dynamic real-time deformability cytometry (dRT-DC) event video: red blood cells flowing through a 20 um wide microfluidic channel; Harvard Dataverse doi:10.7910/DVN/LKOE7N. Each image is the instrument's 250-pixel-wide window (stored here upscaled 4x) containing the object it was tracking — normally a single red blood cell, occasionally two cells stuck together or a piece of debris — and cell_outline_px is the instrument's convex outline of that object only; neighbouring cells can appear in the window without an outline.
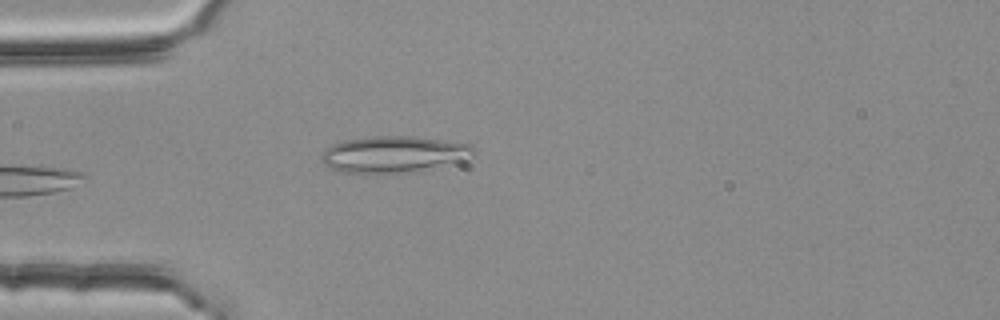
{"species": "common noctule bat (a hibernating species)", "species_latin": "Nyctalus noctula", "temperature_condition": "room temperature", "stored_images_in_passage": 3, "camera_frame_rate_fps": 3000, "um_per_image_px": 0.085, "animal": {"sex": "female", "body_mass_g": 25.1}, "frame": {"image": 1, "passage_image": 3, "time_ms": 0.667, "image_size_px": [1000, 320], "cell_outline_px": [[476, 152], [468, 160], [412, 172], [340, 172], [324, 164], [320, 160], [320, 156], [324, 148], [332, 144], [344, 140], [372, 136], [416, 136], [468, 144], [476, 148]], "centroid_in_image_um": [33.47, 13.1], "position_along_channel_um": 51.5, "area_um2": 32.43}}